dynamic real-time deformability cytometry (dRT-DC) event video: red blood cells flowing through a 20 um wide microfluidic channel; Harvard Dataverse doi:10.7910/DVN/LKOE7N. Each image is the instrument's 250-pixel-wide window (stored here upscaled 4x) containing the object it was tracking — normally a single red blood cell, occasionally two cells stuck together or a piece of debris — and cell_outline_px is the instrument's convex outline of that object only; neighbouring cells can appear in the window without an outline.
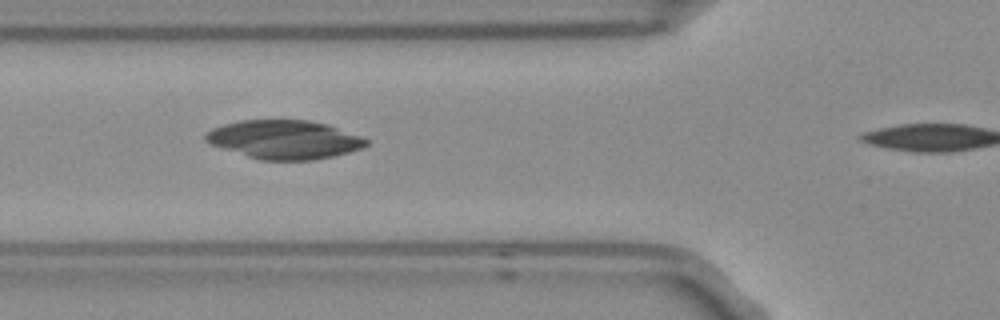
{"species": "Egyptian fruit bat (a non-hibernating species)", "species_latin": "Rousettus aegyptiacus", "temperature_condition": "room temperature", "stored_images_in_passage": 7, "camera_frame_rate_fps": 3000, "um_per_image_px": 0.085, "frame": {"image": 1, "passage_image": 4, "time_ms": 1.0, "image_size_px": [1000, 320], "cell_outline_px": [[368, 144], [364, 148], [332, 156], [312, 160], [260, 160], [212, 144], [204, 140], [204, 136], [212, 128], [224, 124], [240, 120], [308, 120], [328, 124], [360, 136], [368, 140]], "centroid_in_image_um": [24.19, 11.86], "position_along_channel_um": 101.6, "area_um2": 35.95}}